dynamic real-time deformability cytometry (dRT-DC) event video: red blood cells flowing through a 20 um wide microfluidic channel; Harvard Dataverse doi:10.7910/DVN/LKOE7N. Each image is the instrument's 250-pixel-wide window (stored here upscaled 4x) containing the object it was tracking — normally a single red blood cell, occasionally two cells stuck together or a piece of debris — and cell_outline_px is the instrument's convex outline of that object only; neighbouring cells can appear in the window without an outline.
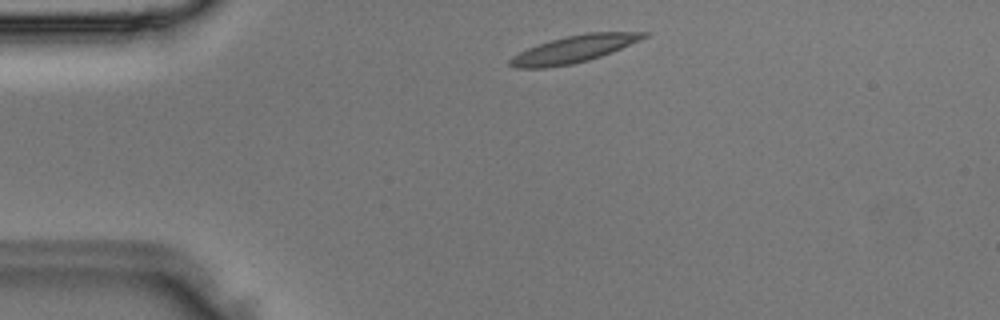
{"species": "Egyptian fruit bat (a non-hibernating species)", "species_latin": "Rousettus aegyptiacus", "temperature_condition": "room temperature", "stored_images_in_passage": 1, "camera_frame_rate_fps": 3000, "um_per_image_px": 0.085, "animal": {"sex": "male"}, "frame": {"image": 1, "passage_image": 1, "time_ms": 0.0, "image_size_px": [1000, 320], "cell_outline_px": [[652, 32], [648, 36], [640, 40], [612, 52], [588, 60], [572, 64], [544, 68], [516, 68], [508, 64], [508, 60], [512, 56], [528, 48], [552, 40], [568, 36], [588, 32]], "centroid_in_image_um": [48.79, 4.18], "position_along_channel_um": 36.2, "area_um2": 20.87}}